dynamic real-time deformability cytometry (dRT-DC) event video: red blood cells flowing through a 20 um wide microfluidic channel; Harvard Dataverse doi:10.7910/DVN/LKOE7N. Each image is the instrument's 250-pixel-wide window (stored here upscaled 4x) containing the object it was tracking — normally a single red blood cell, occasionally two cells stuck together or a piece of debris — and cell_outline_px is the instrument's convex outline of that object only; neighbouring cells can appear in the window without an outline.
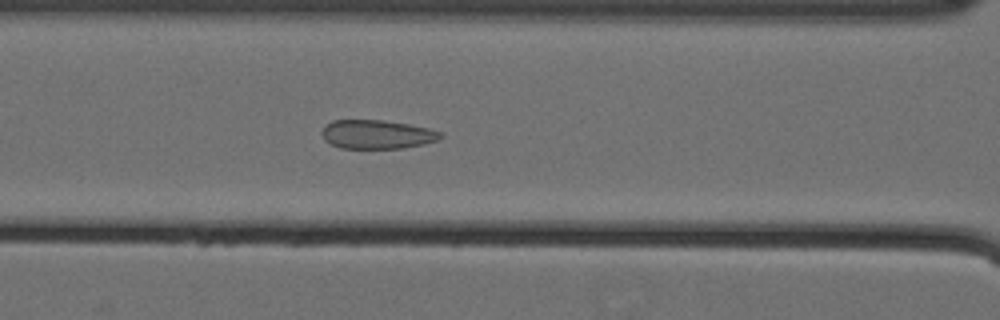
{"species": "Egyptian fruit bat (a non-hibernating species)", "species_latin": "Rousettus aegyptiacus", "temperature_condition": "cold", "stored_images_in_passage": 60, "camera_frame_rate_fps": 3000, "um_per_image_px": 0.085, "animal": {"sex": "female"}, "frame": {"image": 1, "passage_image": 29, "time_ms": 9.333, "image_size_px": [1000, 320], "cell_outline_px": [[444, 136], [440, 140], [424, 144], [404, 148], [340, 148], [324, 140], [320, 132], [324, 124], [332, 120], [384, 120], [408, 124], [428, 128], [440, 132]], "centroid_in_image_um": [32.03, 11.42], "position_along_channel_um": 134.6, "area_um2": 20.17}}
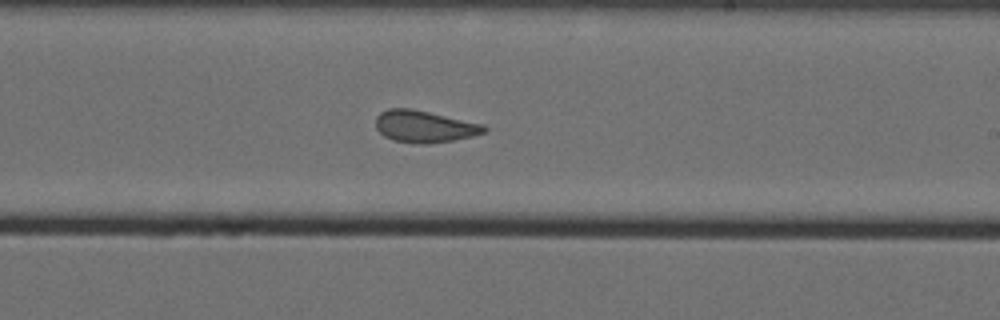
{"frame": {"image": 2, "passage_image": 39, "time_ms": 12.667, "image_size_px": [1000, 320], "cell_outline_px": [[488, 132], [456, 140], [428, 144], [416, 144], [392, 140], [384, 136], [376, 128], [376, 116], [380, 112], [388, 108], [412, 108], [484, 124], [488, 128]], "centroid_in_image_um": [36.09, 10.75], "position_along_channel_um": 252.9, "area_um2": 20.52}}
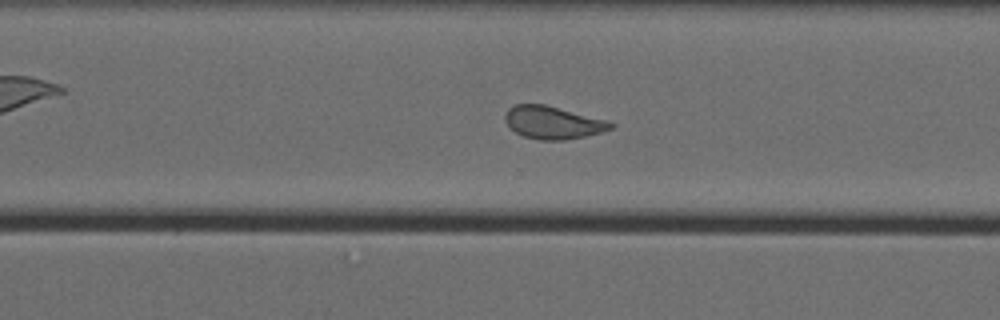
{"frame": {"image": 3, "passage_image": 45, "time_ms": 14.667, "image_size_px": [1000, 320], "cell_outline_px": [[616, 124], [612, 128], [600, 132], [584, 136], [564, 140], [540, 140], [524, 136], [508, 128], [504, 120], [504, 116], [508, 108], [516, 104], [544, 104], [608, 120]], "centroid_in_image_um": [46.97, 10.41], "position_along_channel_um": 323.6, "area_um2": 20.17}, "authors_computed_cell_mechanics": {"area_um2": 21.8773, "velocity_mm_per_s": 3.5523, "shape_relaxation_time_tau1_ms": null, "shape_relaxation_time_tau2_ms": 1.0411, "deformation_change_tau1": null, "deformation_change_tau2": 0.0885}}